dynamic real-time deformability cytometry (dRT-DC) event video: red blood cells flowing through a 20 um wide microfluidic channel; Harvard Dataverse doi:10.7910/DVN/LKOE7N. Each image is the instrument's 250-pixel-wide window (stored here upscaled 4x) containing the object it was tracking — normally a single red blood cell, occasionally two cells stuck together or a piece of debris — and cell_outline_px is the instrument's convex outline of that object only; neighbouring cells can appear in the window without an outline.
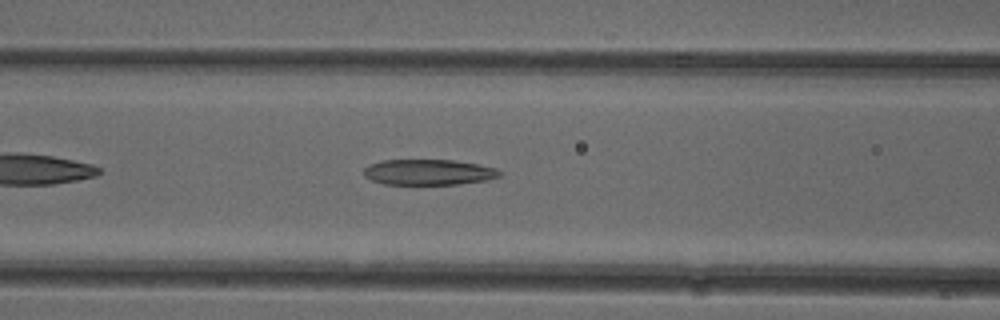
{"species": "common noctule bat (a hibernating species)", "species_latin": "Nyctalus noctula", "temperature_condition": "cold", "stored_images_in_passage": 34, "camera_frame_rate_fps": 3000, "um_per_image_px": 0.085, "animal": {"sex": "female"}, "frame": {"image": 1, "passage_image": 8, "time_ms": 2.333, "image_size_px": [1000, 320], "cell_outline_px": [[500, 176], [488, 180], [456, 184], [384, 184], [372, 180], [364, 176], [364, 168], [368, 164], [384, 160], [452, 160], [476, 164], [496, 168], [500, 172]], "centroid_in_image_um": [36.4, 14.63], "position_along_channel_um": 130.2, "area_um2": 20.17}}
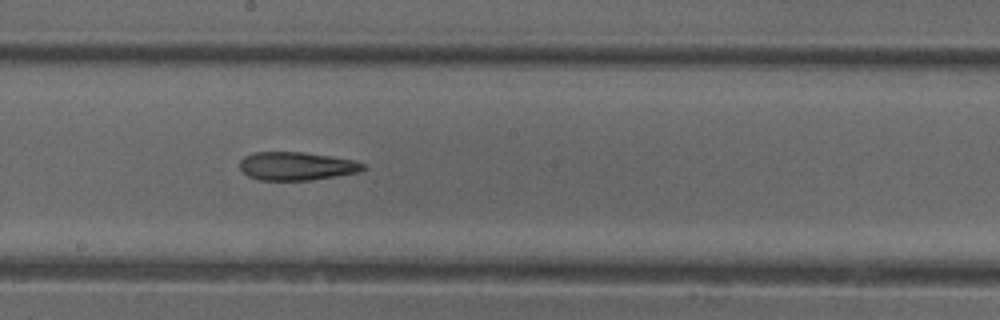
{"frame": {"image": 2, "passage_image": 15, "time_ms": 4.667, "image_size_px": [1000, 320], "cell_outline_px": [[368, 168], [360, 172], [312, 180], [260, 180], [248, 176], [240, 168], [240, 160], [244, 156], [252, 152], [304, 152], [352, 160], [364, 164]], "centroid_in_image_um": [25.2, 14.12], "position_along_channel_um": 223.0, "area_um2": 20.35}}
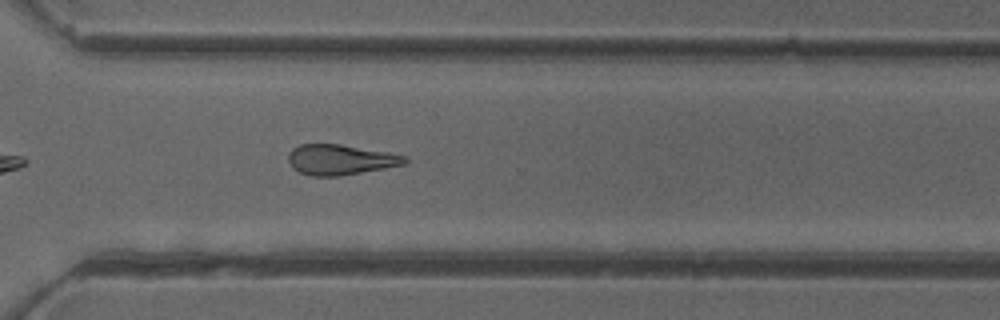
{"frame": {"image": 3, "passage_image": 24, "time_ms": 7.667, "image_size_px": [1000, 320], "cell_outline_px": [[408, 160], [404, 164], [384, 168], [340, 176], [312, 176], [300, 172], [292, 168], [288, 160], [288, 152], [292, 148], [300, 144], [340, 144], [388, 152], [408, 156]], "centroid_in_image_um": [28.91, 13.56], "position_along_channel_um": 341.7, "area_um2": 20.63}, "authors_computed_cell_mechanics": {"area_um2": 20.5479, "velocity_mm_per_s": 3.9696, "shape_relaxation_time_tau1_ms": null, "shape_relaxation_time_tau2_ms": 8.3098, "deformation_change_tau1": null, "deformation_change_tau2": 0.2078}}